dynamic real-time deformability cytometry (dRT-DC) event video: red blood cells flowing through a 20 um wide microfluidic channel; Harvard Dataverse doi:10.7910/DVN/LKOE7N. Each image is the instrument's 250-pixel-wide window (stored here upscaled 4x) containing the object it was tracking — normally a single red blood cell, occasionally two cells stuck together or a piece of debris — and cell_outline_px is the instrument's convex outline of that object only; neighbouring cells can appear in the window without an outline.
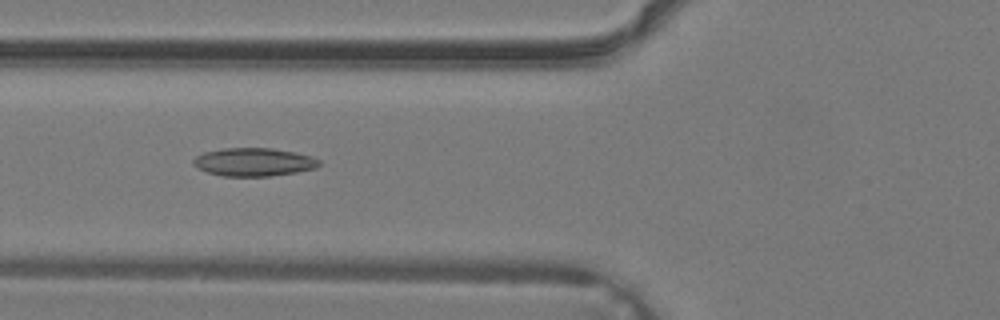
{"species": "common noctule bat (a hibernating species)", "species_latin": "Nyctalus noctula", "temperature_condition": "warm", "stored_images_in_passage": 37, "camera_frame_rate_fps": 3000, "um_per_image_px": 0.085, "animal": {"sex": "male", "body_mass_g": 19.2, "forearm_length_mm": 51.8}, "frame": {"image": 1, "passage_image": 15, "time_ms": 4.667, "image_size_px": [1000, 320], "cell_outline_px": [[320, 164], [316, 168], [296, 172], [268, 176], [224, 176], [208, 172], [196, 168], [192, 164], [192, 160], [196, 156], [204, 152], [224, 148], [272, 148], [296, 152], [312, 156], [320, 160]], "centroid_in_image_um": [21.56, 13.77], "position_along_channel_um": 104.2, "area_um2": 20.75}}
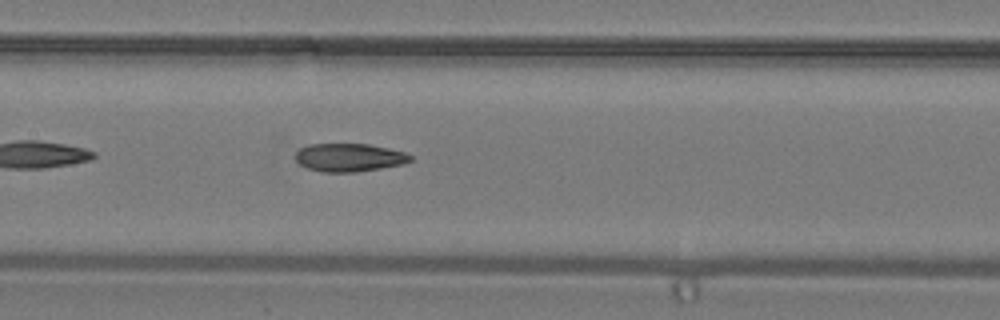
{"frame": {"image": 2, "passage_image": 19, "time_ms": 6.0, "image_size_px": [1000, 320], "cell_outline_px": [[412, 160], [404, 164], [356, 172], [320, 172], [308, 168], [300, 164], [296, 160], [296, 152], [300, 148], [308, 144], [368, 144], [388, 148], [404, 152], [412, 156]], "centroid_in_image_um": [29.68, 13.39], "position_along_channel_um": 177.7, "area_um2": 18.84}}
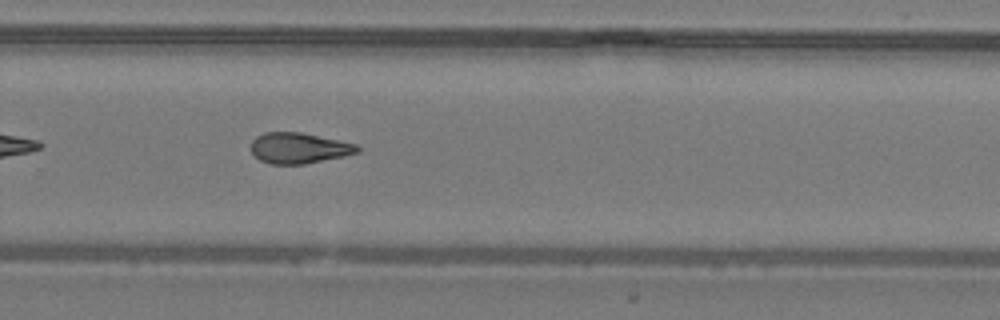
{"frame": {"image": 3, "passage_image": 26, "time_ms": 8.333, "image_size_px": [1000, 320], "cell_outline_px": [[360, 152], [344, 156], [304, 164], [272, 164], [260, 160], [252, 152], [252, 140], [256, 136], [264, 132], [300, 132], [356, 144], [360, 148]], "centroid_in_image_um": [25.41, 12.58], "position_along_channel_um": 304.4, "area_um2": 18.9}}